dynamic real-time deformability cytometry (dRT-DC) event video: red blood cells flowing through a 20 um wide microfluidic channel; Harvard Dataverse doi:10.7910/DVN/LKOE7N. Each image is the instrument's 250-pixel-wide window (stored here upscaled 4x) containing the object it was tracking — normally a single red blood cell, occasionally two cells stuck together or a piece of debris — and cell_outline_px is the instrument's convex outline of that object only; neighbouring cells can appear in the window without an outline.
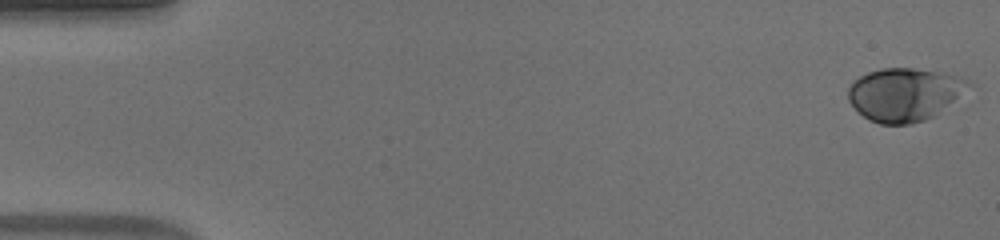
{"species": "human", "species_latin": "Homo sapiens", "temperature_condition": "warm", "stored_images_in_passage": 53, "camera_frame_rate_fps": 3000, "um_per_image_px": 0.085, "donor": {"sex": "male"}, "frame": {"image": 1, "passage_image": 1, "time_ms": 0.0, "image_size_px": [1000, 240], "cell_outline_px": [[972, 84], [936, 116], [912, 124], [880, 124], [868, 120], [848, 100], [848, 88], [852, 80], [868, 72], [884, 68], [912, 68], [960, 76], [968, 80]], "centroid_in_image_um": [76.86, 8.03], "position_along_channel_um": 8.1, "area_um2": 37.05}}
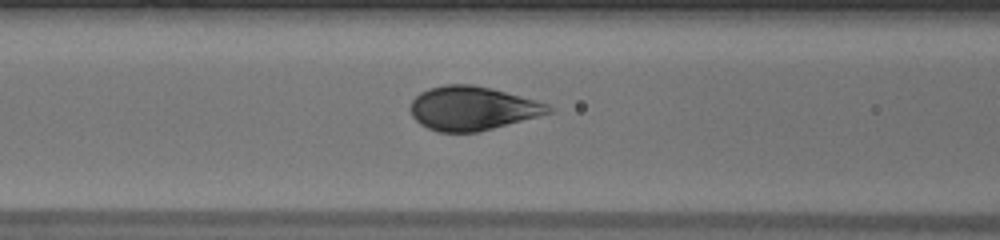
{"frame": {"image": 2, "passage_image": 22, "time_ms": 7.0, "image_size_px": [1000, 240], "cell_outline_px": [[556, 112], [476, 132], [436, 132], [420, 124], [412, 116], [408, 108], [412, 100], [420, 92], [428, 88], [444, 84], [472, 84], [492, 88], [548, 104], [556, 108]], "centroid_in_image_um": [40.14, 9.2], "position_along_channel_um": 126.5, "area_um2": 35.55}}
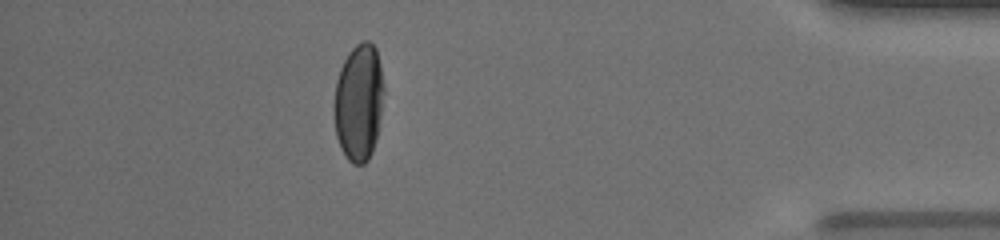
{"frame": {"image": 3, "passage_image": 47, "time_ms": 15.333, "image_size_px": [1000, 240], "cell_outline_px": [[384, 92], [376, 140], [372, 152], [368, 160], [364, 164], [352, 164], [348, 160], [340, 148], [336, 136], [332, 112], [332, 104], [336, 80], [340, 68], [348, 52], [356, 44], [364, 40], [368, 40], [376, 48], [380, 64], [384, 88]], "centroid_in_image_um": [30.46, 8.7], "position_along_channel_um": 404.7, "area_um2": 34.62}, "authors_computed_cell_mechanics": {"area_um2": 35.6048, "velocity_mm_per_s": 3.8807, "shape_relaxation_time_tau1_ms": 3.5699, "shape_relaxation_time_tau2_ms": null, "deformation_change_tau1": 0.1944, "deformation_change_tau2": null}}